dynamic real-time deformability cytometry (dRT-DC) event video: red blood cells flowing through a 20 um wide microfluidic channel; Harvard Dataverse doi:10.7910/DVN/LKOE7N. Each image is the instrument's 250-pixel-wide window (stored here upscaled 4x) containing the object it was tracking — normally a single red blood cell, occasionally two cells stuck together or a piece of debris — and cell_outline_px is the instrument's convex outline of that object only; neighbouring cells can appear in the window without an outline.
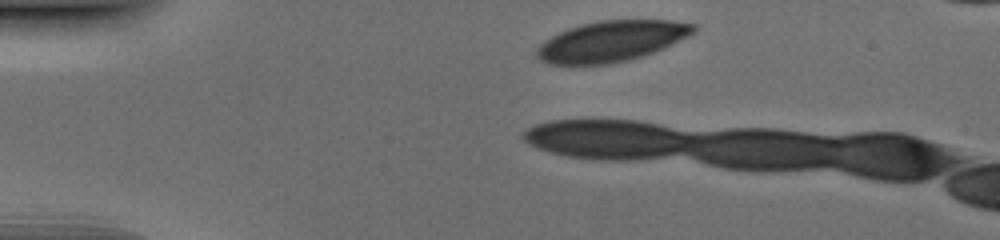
{"species": "human", "species_latin": "Homo sapiens", "temperature_condition": "cold", "stored_images_in_passage": 7, "camera_frame_rate_fps": 3000, "um_per_image_px": 0.085, "donor": {"sex": "male"}, "frame": {"image": 1, "passage_image": 2, "time_ms": 0.333, "image_size_px": [1000, 240], "cell_outline_px": [[696, 32], [688, 36], [652, 52], [628, 60], [608, 64], [552, 64], [540, 60], [536, 56], [536, 48], [544, 40], [568, 28], [580, 24], [600, 20], [668, 20], [696, 24]], "centroid_in_image_um": [51.95, 3.49], "position_along_channel_um": 33.1, "area_um2": 36.88}}